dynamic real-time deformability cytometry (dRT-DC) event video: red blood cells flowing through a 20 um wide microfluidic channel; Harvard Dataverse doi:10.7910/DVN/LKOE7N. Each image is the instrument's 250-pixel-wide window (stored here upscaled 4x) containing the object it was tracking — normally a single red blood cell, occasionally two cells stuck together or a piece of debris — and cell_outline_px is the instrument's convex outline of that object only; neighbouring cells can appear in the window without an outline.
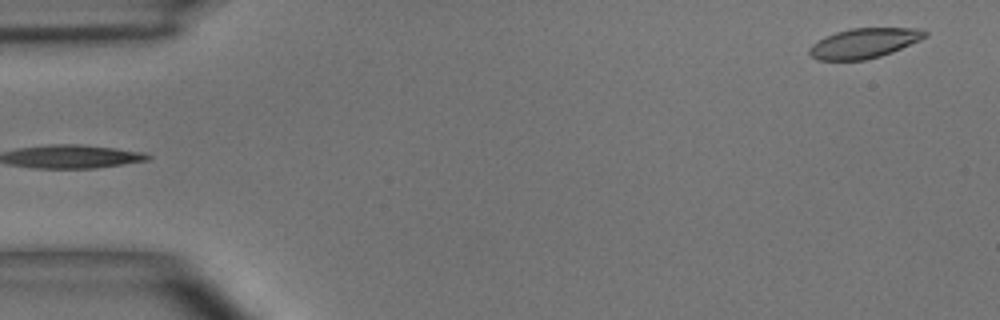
{"species": "common noctule bat (a hibernating species)", "species_latin": "Nyctalus noctula", "temperature_condition": "room temperature", "stored_images_in_passage": 5, "segment_of_instrument_passage": [2, 2], "camera_frame_rate_fps": 3000, "um_per_image_px": 0.085, "animal": {"sex": "male", "body_mass_g": 15.6}, "frame": {"image": 1, "passage_image": 5, "time_ms": 4.667, "image_size_px": [1000, 320], "cell_outline_px": [[928, 36], [920, 40], [892, 52], [880, 56], [864, 60], [816, 60], [808, 52], [808, 48], [812, 44], [824, 36], [836, 32], [852, 28], [924, 28], [928, 32]], "centroid_in_image_um": [73.46, 3.66], "position_along_channel_um": 11.5, "area_um2": 20.29}}